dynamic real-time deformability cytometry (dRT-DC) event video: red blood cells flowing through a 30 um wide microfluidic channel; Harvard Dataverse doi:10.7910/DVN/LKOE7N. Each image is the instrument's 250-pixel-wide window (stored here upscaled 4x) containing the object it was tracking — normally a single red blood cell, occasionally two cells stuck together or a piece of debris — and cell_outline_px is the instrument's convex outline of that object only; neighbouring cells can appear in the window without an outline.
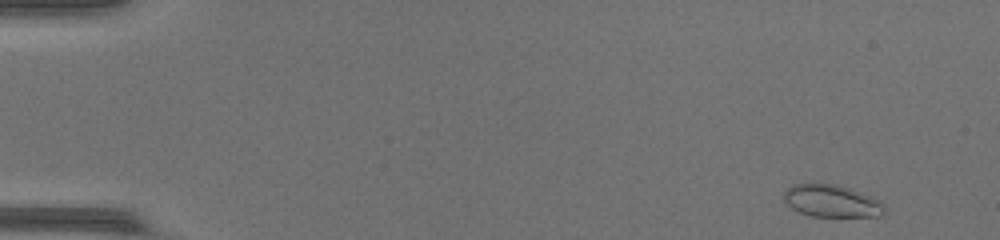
{"species": "common noctule bat (a hibernating species)", "species_latin": "Nyctalus noctula", "temperature_condition": "warm", "stored_images_in_passage": 46, "camera_frame_rate_fps": 3000, "um_per_image_px": 0.085, "animal": {"sex": "female", "body_mass_g": 17.0, "forearm_length_mm": 48.0}, "frame": {"image": 1, "passage_image": 2, "time_ms": 0.333, "image_size_px": [1000, 240], "cell_outline_px": [[884, 212], [880, 216], [808, 216], [792, 208], [784, 200], [784, 192], [792, 184], [836, 184], [852, 188], [872, 196], [880, 200], [884, 204]], "centroid_in_image_um": [70.71, 17.08], "position_along_channel_um": 14.3, "area_um2": 18.96}}
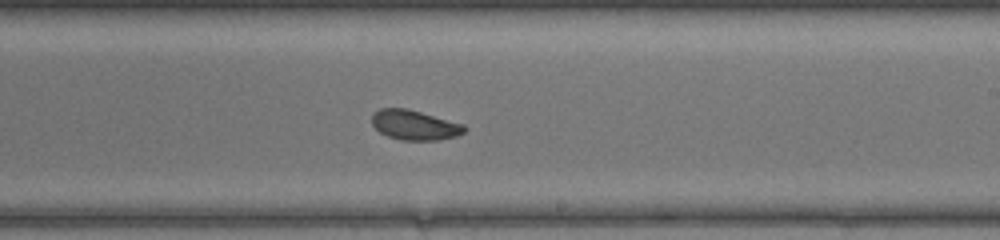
{"frame": {"image": 2, "passage_image": 28, "time_ms": 9.0, "image_size_px": [1000, 240], "cell_outline_px": [[468, 128], [464, 132], [456, 136], [440, 140], [400, 140], [388, 136], [380, 132], [372, 124], [372, 116], [380, 108], [408, 108], [464, 124]], "centroid_in_image_um": [35.27, 10.63], "position_along_channel_um": 253.7, "area_um2": 16.13}}
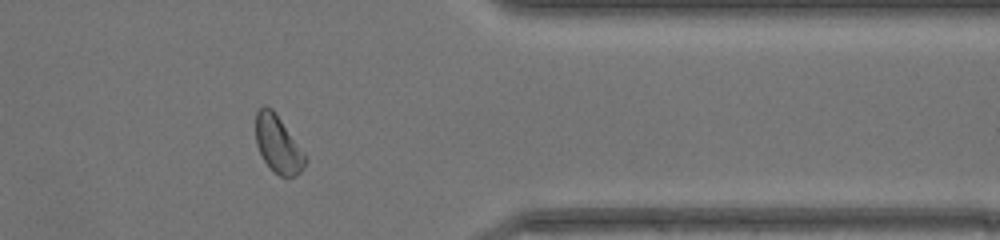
{"frame": {"image": 3, "passage_image": 38, "time_ms": 12.333, "image_size_px": [1000, 240], "cell_outline_px": [[308, 160], [300, 172], [296, 176], [280, 176], [264, 160], [256, 144], [256, 112], [264, 104], [272, 108], [308, 156]], "centroid_in_image_um": [23.66, 12.24], "position_along_channel_um": 387.7, "area_um2": 16.47}, "authors_computed_cell_mechanics": {"area_um2": 16.9932, "velocity_mm_per_s": 4.4026, "shape_relaxation_time_tau1_ms": 4.4852, "shape_relaxation_time_tau2_ms": 1.8711, "deformation_change_tau1": 0.0924, "deformation_change_tau2": 0.0646}}